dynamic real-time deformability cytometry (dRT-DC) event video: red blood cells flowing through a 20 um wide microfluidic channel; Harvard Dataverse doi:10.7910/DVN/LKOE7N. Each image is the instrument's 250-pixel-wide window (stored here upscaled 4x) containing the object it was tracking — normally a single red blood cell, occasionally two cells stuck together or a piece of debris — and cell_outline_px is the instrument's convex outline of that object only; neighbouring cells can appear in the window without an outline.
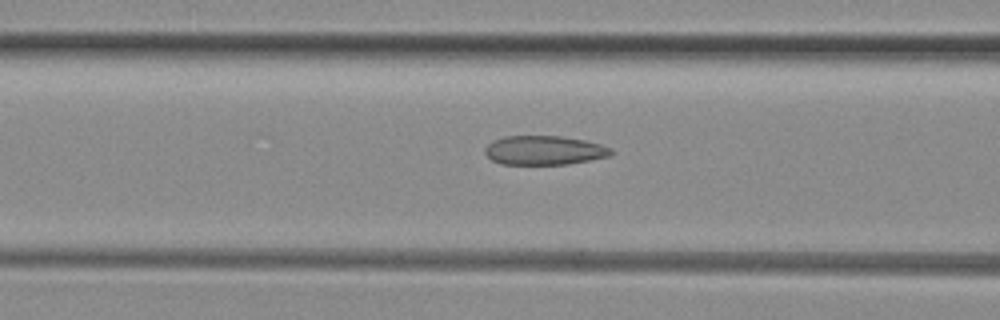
{"species": "common noctule bat (a hibernating species)", "species_latin": "Nyctalus noctula", "temperature_condition": "room temperature", "stored_images_in_passage": 39, "camera_frame_rate_fps": 3000, "um_per_image_px": 0.085, "animal": {"sex": "female", "body_mass_g": 29.2, "forearm_length_mm": 56.3}, "frame": {"image": 1, "passage_image": 19, "time_ms": 6.0, "image_size_px": [1000, 320], "cell_outline_px": [[616, 152], [612, 156], [568, 164], [500, 164], [492, 160], [484, 152], [484, 148], [492, 140], [504, 136], [564, 136], [584, 140], [600, 144], [612, 148]], "centroid_in_image_um": [46.29, 12.77], "position_along_channel_um": 120.3, "area_um2": 21.68}}
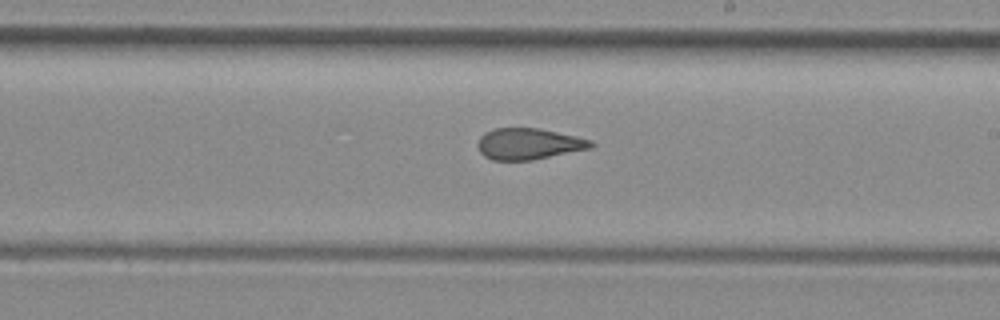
{"frame": {"image": 2, "passage_image": 28, "time_ms": 9.0, "image_size_px": [1000, 320], "cell_outline_px": [[596, 144], [592, 148], [532, 160], [492, 160], [484, 156], [480, 152], [476, 144], [480, 136], [484, 132], [492, 128], [540, 128], [576, 136], [592, 140]], "centroid_in_image_um": [44.93, 12.22], "position_along_channel_um": 244.1, "area_um2": 20.87}}
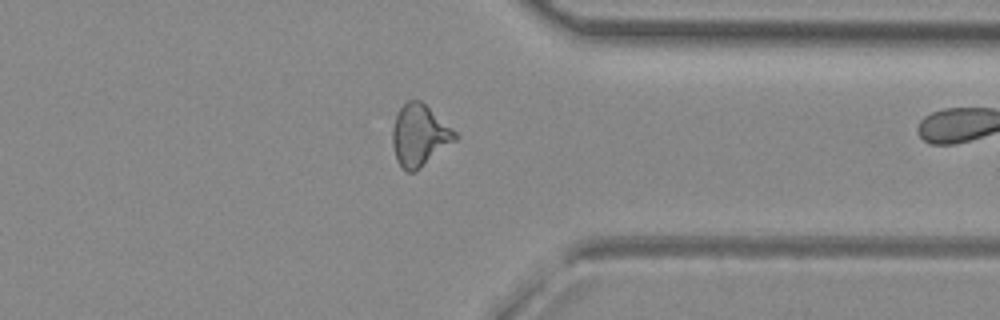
{"frame": {"image": 3, "passage_image": 38, "time_ms": 12.333, "image_size_px": [1000, 320], "cell_outline_px": [[460, 136], [456, 140], [416, 172], [404, 172], [400, 168], [396, 160], [392, 144], [392, 128], [396, 116], [400, 108], [408, 100], [420, 100], [452, 128]], "centroid_in_image_um": [35.64, 11.55], "position_along_channel_um": 375.8, "area_um2": 22.6}}